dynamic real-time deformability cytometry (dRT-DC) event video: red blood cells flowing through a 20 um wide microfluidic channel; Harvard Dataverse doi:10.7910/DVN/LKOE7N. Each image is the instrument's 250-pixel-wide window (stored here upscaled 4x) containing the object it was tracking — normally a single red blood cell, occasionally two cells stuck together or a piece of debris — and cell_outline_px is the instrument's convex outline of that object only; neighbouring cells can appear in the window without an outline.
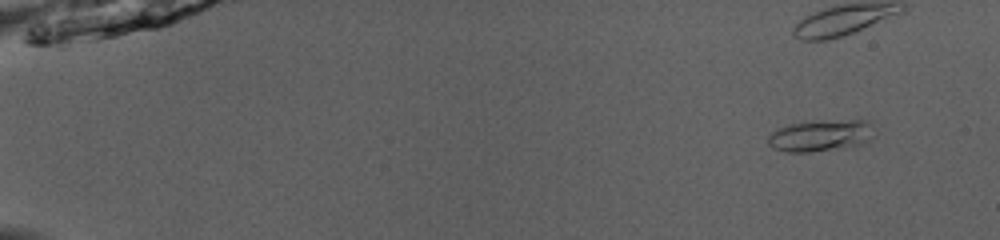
{"species": "common noctule bat (a hibernating species)", "species_latin": "Nyctalus noctula", "temperature_condition": "room temperature", "stored_images_in_passage": 17, "camera_frame_rate_fps": 3000, "um_per_image_px": 0.085, "animal": {"sex": "male", "body_mass_g": 13.0, "forearm_length_mm": 53.1}, "frame": {"image": 1, "passage_image": 1, "time_ms": 0.0, "image_size_px": [1000, 240], "cell_outline_px": [[872, 136], [864, 144], [856, 148], [808, 152], [784, 152], [772, 148], [768, 144], [768, 136], [772, 132], [788, 124], [852, 120], [868, 120]], "centroid_in_image_um": [69.75, 11.58], "position_along_channel_um": 15.2, "area_um2": 19.48}}